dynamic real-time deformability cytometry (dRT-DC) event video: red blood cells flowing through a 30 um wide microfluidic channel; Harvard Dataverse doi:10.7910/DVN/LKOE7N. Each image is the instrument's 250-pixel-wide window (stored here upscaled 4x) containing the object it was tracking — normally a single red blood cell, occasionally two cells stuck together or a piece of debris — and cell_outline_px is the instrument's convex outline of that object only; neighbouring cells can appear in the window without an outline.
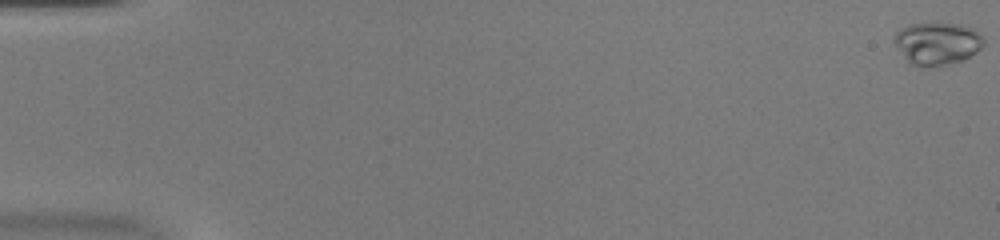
{"species": "common noctule bat (a hibernating species)", "species_latin": "Nyctalus noctula", "temperature_condition": "warm", "stored_images_in_passage": 54, "camera_frame_rate_fps": 3000, "um_per_image_px": 0.085, "animal": {"sex": "female", "body_mass_g": 20.0, "forearm_length_mm": 54.0}, "frame": {"image": 1, "passage_image": 1, "time_ms": 0.0, "image_size_px": [1000, 240], "cell_outline_px": [[984, 44], [976, 52], [960, 60], [928, 68], [920, 68], [908, 64], [896, 44], [892, 36], [900, 28], [908, 24], [932, 20], [940, 20], [964, 24], [984, 36]], "centroid_in_image_um": [79.62, 3.63], "position_along_channel_um": 5.4, "area_um2": 23.06}}
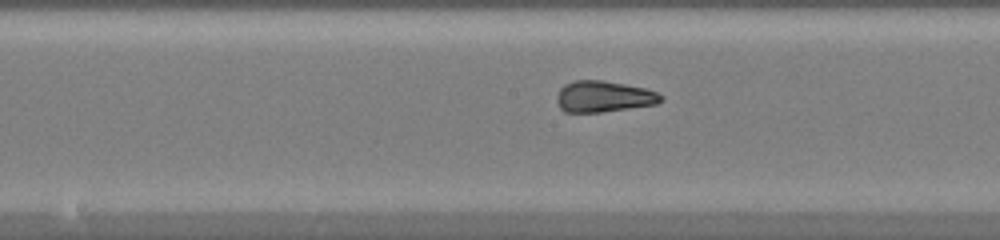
{"frame": {"image": 2, "passage_image": 29, "time_ms": 9.333, "image_size_px": [1000, 240], "cell_outline_px": [[664, 100], [656, 104], [600, 112], [564, 112], [560, 108], [556, 100], [556, 96], [560, 88], [564, 84], [576, 80], [600, 80], [648, 88], [664, 96]], "centroid_in_image_um": [51.31, 8.2], "position_along_channel_um": 196.9, "area_um2": 19.02}}
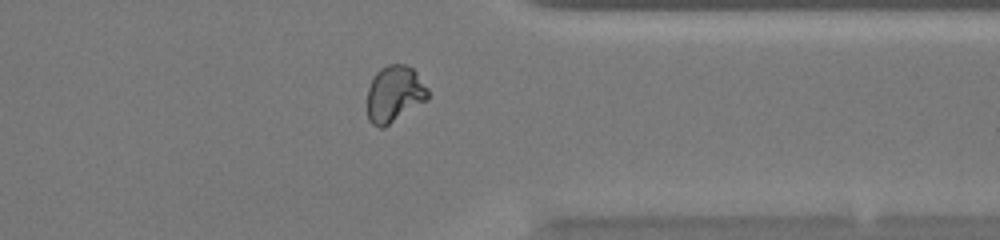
{"frame": {"image": 3, "passage_image": 43, "time_ms": 14.0, "image_size_px": [1000, 240], "cell_outline_px": [[428, 100], [384, 128], [380, 128], [372, 124], [368, 120], [368, 88], [372, 76], [380, 68], [388, 64], [404, 64], [412, 68], [416, 72], [428, 88]], "centroid_in_image_um": [33.53, 7.99], "position_along_channel_um": 377.9, "area_um2": 20.23}, "authors_computed_cell_mechanics": {"area_um2": 19.9121, "velocity_mm_per_s": 3.9798, "shape_relaxation_time_tau1_ms": 4.2006, "shape_relaxation_time_tau2_ms": null, "deformation_change_tau1": 0.2194, "deformation_change_tau2": null}}